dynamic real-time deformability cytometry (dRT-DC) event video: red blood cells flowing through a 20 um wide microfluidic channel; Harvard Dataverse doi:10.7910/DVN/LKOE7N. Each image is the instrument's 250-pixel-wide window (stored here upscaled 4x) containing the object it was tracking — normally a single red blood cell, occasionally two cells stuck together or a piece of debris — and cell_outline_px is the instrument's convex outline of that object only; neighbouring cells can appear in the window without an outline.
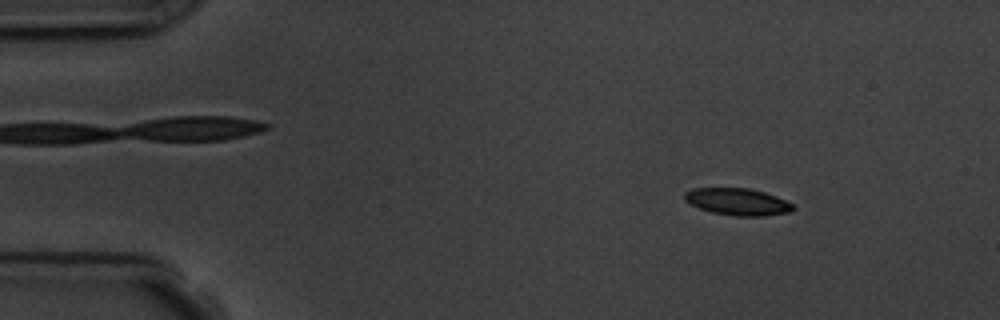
{"species": "common noctule bat (a hibernating species)", "species_latin": "Nyctalus noctula", "temperature_condition": "room temperature", "stored_images_in_passage": 6, "camera_frame_rate_fps": 3000, "um_per_image_px": 0.085, "animal": {"sex": "male", "body_mass_g": 19.5, "forearm_length_mm": 54.6}, "frame": {"image": 1, "passage_image": 3, "time_ms": 2.0, "image_size_px": [1000, 320], "cell_outline_px": [[796, 208], [792, 212], [764, 216], [736, 216], [712, 212], [700, 208], [684, 200], [684, 192], [692, 188], [748, 188], [764, 192], [776, 196], [792, 204]], "centroid_in_image_um": [62.71, 17.15], "position_along_channel_um": 22.3, "area_um2": 17.05}}